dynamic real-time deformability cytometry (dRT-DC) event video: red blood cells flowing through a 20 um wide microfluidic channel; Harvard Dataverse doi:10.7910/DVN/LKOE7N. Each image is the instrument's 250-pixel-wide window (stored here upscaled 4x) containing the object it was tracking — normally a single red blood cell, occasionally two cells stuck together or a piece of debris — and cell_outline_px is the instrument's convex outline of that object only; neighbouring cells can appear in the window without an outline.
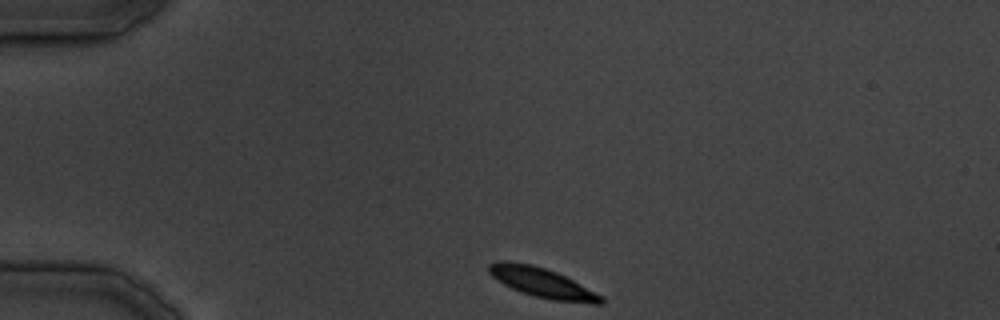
{"species": "common noctule bat (a hibernating species)", "species_latin": "Nyctalus noctula", "temperature_condition": "cold", "stored_images_in_passage": 15, "camera_frame_rate_fps": 3000, "um_per_image_px": 0.085, "animal": {"sex": "male", "body_mass_g": 19.5, "forearm_length_mm": 54.6}, "frame": {"image": 1, "passage_image": 1, "time_ms": 0.0, "image_size_px": [1000, 320], "cell_outline_px": [[604, 304], [592, 304], [552, 300], [520, 292], [504, 284], [492, 276], [488, 272], [488, 264], [496, 260], [508, 260], [532, 264], [556, 272], [604, 296]], "centroid_in_image_um": [46.08, 24.02], "position_along_channel_um": 38.9, "area_um2": 19.48}}